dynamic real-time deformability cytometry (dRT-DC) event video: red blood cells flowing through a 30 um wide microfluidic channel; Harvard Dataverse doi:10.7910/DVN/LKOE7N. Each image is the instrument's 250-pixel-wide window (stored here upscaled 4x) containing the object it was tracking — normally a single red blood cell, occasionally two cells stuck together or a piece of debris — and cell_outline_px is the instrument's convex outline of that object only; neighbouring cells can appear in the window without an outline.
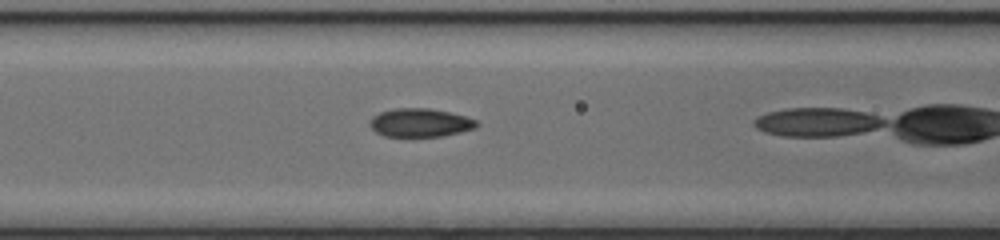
{"species": "common noctule bat (a hibernating species)", "species_latin": "Nyctalus noctula", "temperature_condition": "cold", "stored_images_in_passage": 24, "camera_frame_rate_fps": 3000, "um_per_image_px": 0.085, "animal": {"sex": "female", "body_mass_g": 17.0, "forearm_length_mm": 48.0}, "frame": {"image": 1, "passage_image": 18, "time_ms": 5.667, "image_size_px": [1000, 240], "cell_outline_px": [[480, 124], [476, 128], [444, 136], [384, 136], [376, 132], [368, 124], [372, 116], [380, 112], [396, 108], [428, 108], [448, 112], [464, 116], [476, 120]], "centroid_in_image_um": [35.71, 10.43], "position_along_channel_um": 130.9, "area_um2": 17.69}}
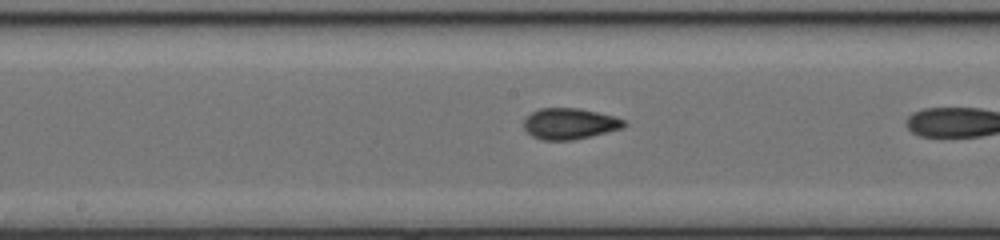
{"frame": {"image": 2, "passage_image": 23, "time_ms": 7.333, "image_size_px": [1000, 240], "cell_outline_px": [[628, 124], [620, 128], [572, 140], [540, 140], [532, 136], [524, 128], [524, 120], [532, 112], [540, 108], [580, 108], [612, 116], [624, 120]], "centroid_in_image_um": [48.37, 10.51], "position_along_channel_um": 199.8, "area_um2": 17.8}}